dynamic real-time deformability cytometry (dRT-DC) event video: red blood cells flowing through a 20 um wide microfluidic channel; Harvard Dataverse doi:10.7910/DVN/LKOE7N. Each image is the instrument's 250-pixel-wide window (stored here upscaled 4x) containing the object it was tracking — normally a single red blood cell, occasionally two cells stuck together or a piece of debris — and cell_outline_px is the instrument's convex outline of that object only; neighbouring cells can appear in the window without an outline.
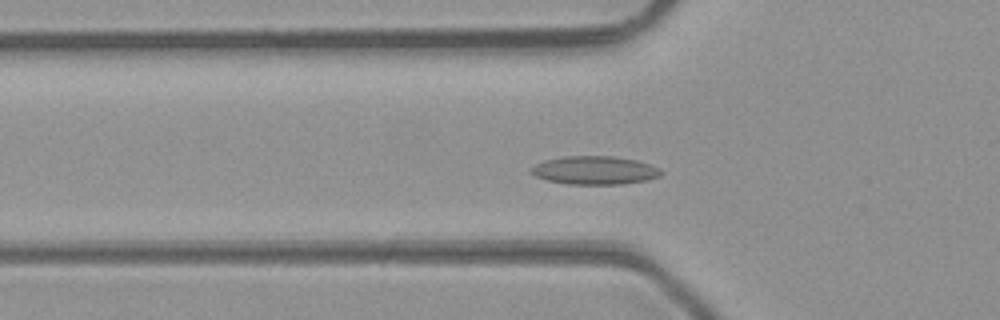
{"species": "common noctule bat (a hibernating species)", "species_latin": "Nyctalus noctula", "temperature_condition": "room temperature", "stored_images_in_passage": 47, "camera_frame_rate_fps": 3000, "um_per_image_px": 0.085, "animal": {"sex": "male", "body_mass_g": 23.1, "forearm_length_mm": 52.7}, "frame": {"image": 1, "passage_image": 14, "time_ms": 4.333, "image_size_px": [1000, 320], "cell_outline_px": [[664, 172], [660, 176], [648, 180], [624, 184], [568, 184], [548, 180], [536, 176], [528, 172], [528, 168], [544, 160], [564, 156], [612, 156], [636, 160], [660, 168]], "centroid_in_image_um": [50.54, 14.47], "position_along_channel_um": 75.3, "area_um2": 21.62}}
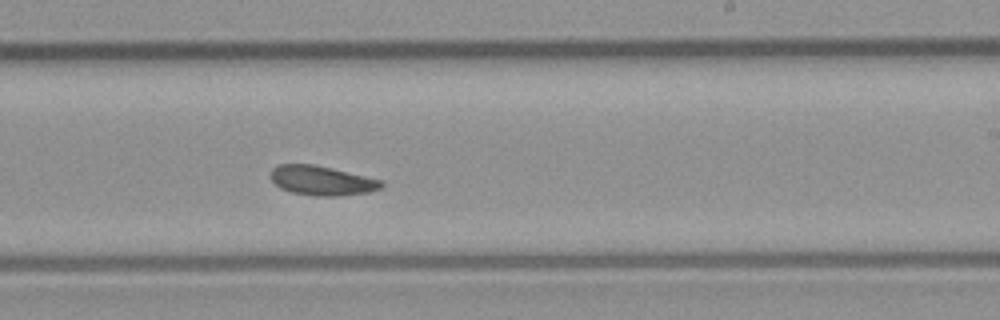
{"frame": {"image": 2, "passage_image": 27, "time_ms": 8.667, "image_size_px": [1000, 320], "cell_outline_px": [[384, 184], [380, 188], [368, 192], [340, 196], [316, 196], [292, 192], [280, 188], [272, 180], [272, 168], [276, 164], [312, 164], [332, 168], [384, 180]], "centroid_in_image_um": [27.38, 15.34], "position_along_channel_um": 261.6, "area_um2": 19.02}}
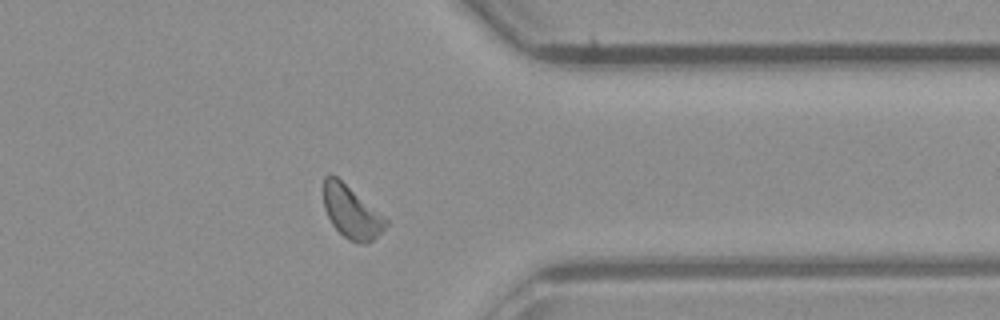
{"frame": {"image": 3, "passage_image": 36, "time_ms": 11.667, "image_size_px": [1000, 320], "cell_outline_px": [[388, 224], [372, 240], [364, 244], [360, 244], [348, 240], [332, 224], [324, 208], [324, 176], [336, 176], [384, 216], [388, 220]], "centroid_in_image_um": [29.87, 18.04], "position_along_channel_um": 381.5, "area_um2": 18.61}, "authors_computed_cell_mechanics": {"area_um2": 19.3052, "velocity_mm_per_s": 4.2933, "shape_relaxation_time_tau1_ms": null, "shape_relaxation_time_tau2_ms": 4.8589, "deformation_change_tau1": null, "deformation_change_tau2": 0.1153}}